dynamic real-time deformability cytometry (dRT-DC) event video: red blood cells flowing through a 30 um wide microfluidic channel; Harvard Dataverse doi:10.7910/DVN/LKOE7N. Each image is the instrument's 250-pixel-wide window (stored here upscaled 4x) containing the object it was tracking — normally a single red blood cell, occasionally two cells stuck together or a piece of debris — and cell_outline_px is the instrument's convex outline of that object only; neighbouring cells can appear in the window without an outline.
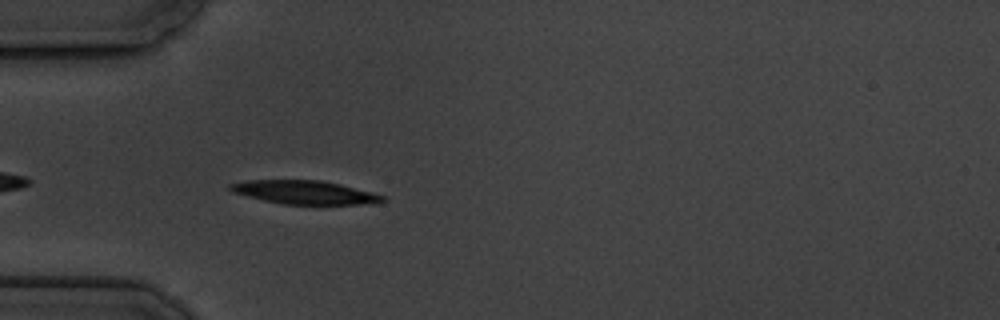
{"species": "common noctule bat (a hibernating species)", "species_latin": "Nyctalus noctula", "temperature_condition": "cold", "stored_images_in_passage": 5, "camera_frame_rate_fps": 3000, "um_per_image_px": 0.085, "animal": {"sex": "male", "body_mass_g": 19.5, "forearm_length_mm": 54.6}, "frame": {"image": 1, "passage_image": 5, "time_ms": 5.667, "image_size_px": [1000, 320], "cell_outline_px": [[388, 200], [376, 204], [284, 204], [264, 200], [232, 192], [228, 188], [228, 184], [244, 180], [320, 180], [340, 184], [372, 192], [384, 196]], "centroid_in_image_um": [25.92, 16.35], "position_along_channel_um": 59.1, "area_um2": 20.92}}